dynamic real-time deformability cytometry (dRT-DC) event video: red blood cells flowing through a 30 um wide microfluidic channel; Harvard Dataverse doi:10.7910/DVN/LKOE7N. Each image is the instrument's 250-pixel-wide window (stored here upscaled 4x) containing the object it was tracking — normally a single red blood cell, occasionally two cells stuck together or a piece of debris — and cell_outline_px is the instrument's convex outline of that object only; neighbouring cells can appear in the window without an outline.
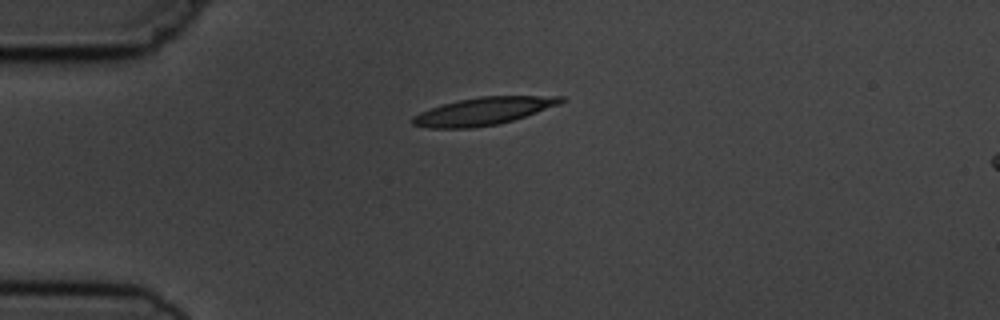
{"species": "common noctule bat (a hibernating species)", "species_latin": "Nyctalus noctula", "temperature_condition": "cold", "stored_images_in_passage": 12, "camera_frame_rate_fps": 3000, "um_per_image_px": 0.085, "animal": {"sex": "male", "body_mass_g": 19.5, "forearm_length_mm": 54.6}, "frame": {"image": 1, "passage_image": 1, "time_ms": 0.0, "image_size_px": [1000, 320], "cell_outline_px": [[564, 100], [560, 104], [500, 124], [472, 128], [428, 128], [412, 124], [412, 116], [420, 112], [444, 104], [460, 100], [480, 96], [564, 96]], "centroid_in_image_um": [41.07, 9.45], "position_along_channel_um": 43.9, "area_um2": 23.58}}
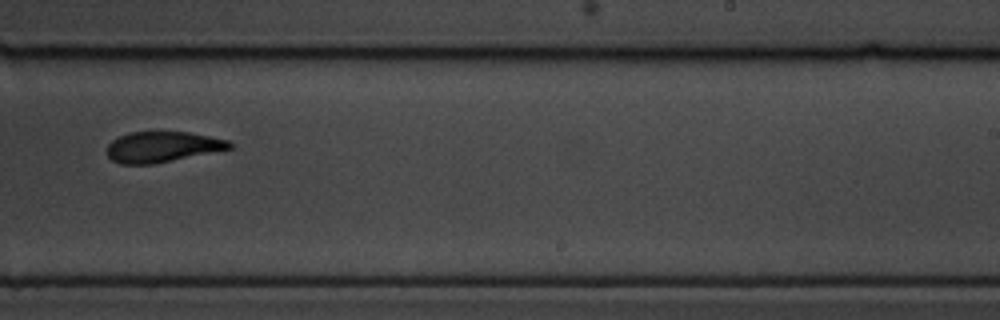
{"frame": {"image": 2, "passage_image": 7, "time_ms": 7.0, "image_size_px": [1000, 320], "cell_outline_px": [[236, 144], [232, 148], [152, 164], [120, 164], [112, 160], [108, 156], [108, 144], [112, 140], [128, 132], [188, 132], [228, 140]], "centroid_in_image_um": [13.8, 12.48], "position_along_channel_um": 275.2, "area_um2": 21.68}}
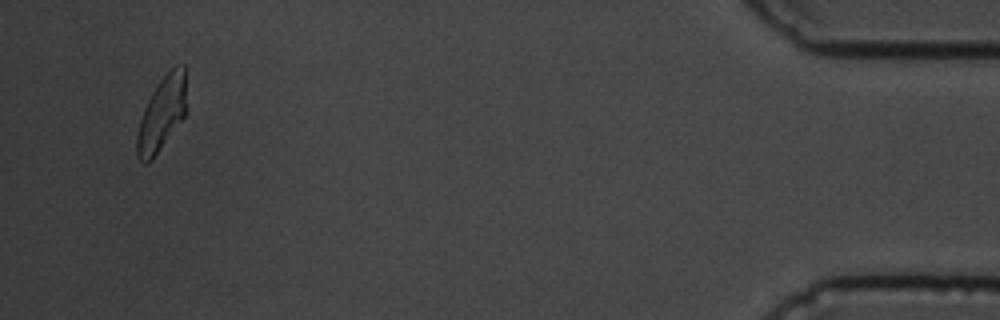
{"frame": {"image": 3, "passage_image": 12, "time_ms": 13.0, "image_size_px": [1000, 320], "cell_outline_px": [[188, 112], [152, 160], [148, 164], [144, 164], [136, 156], [136, 136], [140, 120], [144, 108], [152, 92], [160, 80], [176, 64], [184, 64], [188, 108]], "centroid_in_image_um": [13.78, 9.68], "position_along_channel_um": 421.4, "area_um2": 21.79}, "authors_computed_cell_mechanics": {"area_um2": 23.3512, "velocity_mm_per_s": 3.66, "shape_relaxation_time_tau1_ms": 3.2317, "shape_relaxation_time_tau2_ms": 3.5028, "deformation_change_tau1": 0.1312, "deformation_change_tau2": 0.1104}}